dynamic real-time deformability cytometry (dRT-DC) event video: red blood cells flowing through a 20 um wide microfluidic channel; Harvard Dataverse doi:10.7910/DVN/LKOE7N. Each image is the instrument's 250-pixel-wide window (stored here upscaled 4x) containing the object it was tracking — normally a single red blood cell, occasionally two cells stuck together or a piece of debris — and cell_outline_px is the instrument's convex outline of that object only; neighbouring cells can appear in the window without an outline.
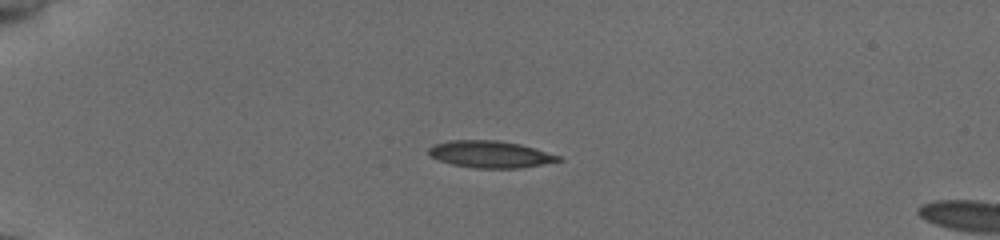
{"species": "common noctule bat (a hibernating species)", "species_latin": "Nyctalus noctula", "temperature_condition": "cold", "stored_images_in_passage": 7, "camera_frame_rate_fps": 3000, "um_per_image_px": 0.085, "animal": {"sex": "female", "body_mass_g": 19.5, "forearm_length_mm": 54.1}, "frame": {"image": 1, "passage_image": 1, "time_ms": 0.0, "image_size_px": [1000, 240], "cell_outline_px": [[564, 160], [544, 164], [520, 168], [476, 168], [452, 164], [440, 160], [432, 156], [428, 152], [428, 148], [436, 144], [448, 140], [496, 140], [520, 144], [560, 156]], "centroid_in_image_um": [41.69, 13.11], "position_along_channel_um": 43.3, "area_um2": 20.17}}
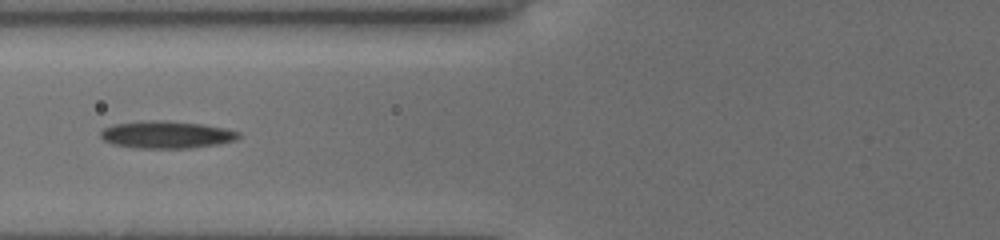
{"frame": {"image": 2, "passage_image": 4, "time_ms": 3.0, "image_size_px": [1000, 240], "cell_outline_px": [[240, 136], [236, 140], [216, 144], [192, 148], [136, 148], [112, 144], [104, 140], [100, 136], [100, 132], [104, 128], [116, 124], [140, 120], [168, 120], [200, 124], [224, 128], [240, 132]], "centroid_in_image_um": [14.13, 11.44], "position_along_channel_um": 111.7, "area_um2": 22.02}}
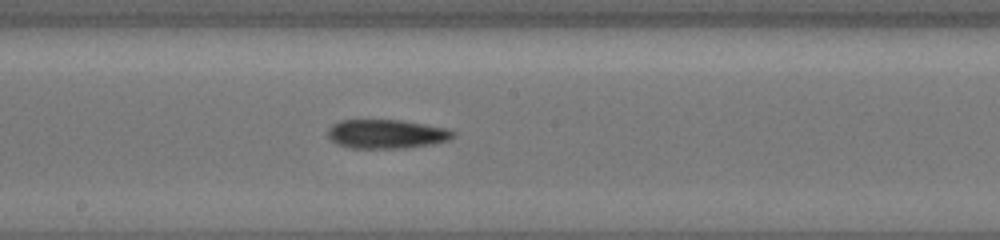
{"frame": {"image": 3, "passage_image": 7, "time_ms": 5.667, "image_size_px": [1000, 240], "cell_outline_px": [[456, 132], [448, 140], [432, 144], [404, 148], [352, 148], [340, 144], [332, 140], [328, 136], [328, 128], [332, 124], [340, 120], [400, 120], [424, 124], [444, 128]], "centroid_in_image_um": [32.83, 11.38], "position_along_channel_um": 215.4, "area_um2": 20.92}}